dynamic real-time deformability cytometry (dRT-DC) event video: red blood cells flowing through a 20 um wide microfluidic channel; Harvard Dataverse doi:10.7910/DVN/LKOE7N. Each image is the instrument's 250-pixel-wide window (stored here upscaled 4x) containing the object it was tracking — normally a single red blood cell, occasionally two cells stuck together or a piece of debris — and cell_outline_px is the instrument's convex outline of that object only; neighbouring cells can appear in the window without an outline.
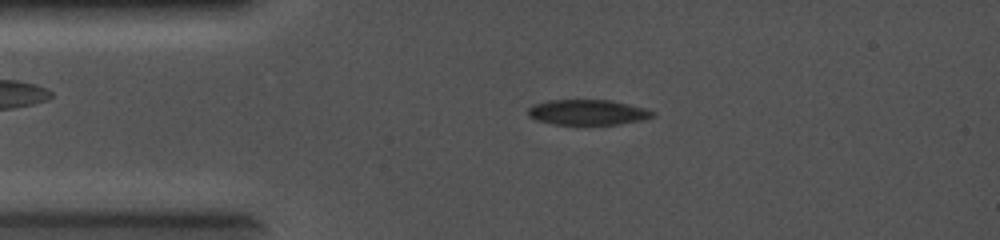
{"species": "common noctule bat (a hibernating species)", "species_latin": "Nyctalus noctula", "temperature_condition": "cold", "stored_images_in_passage": 11, "camera_frame_rate_fps": 5000, "um_per_image_px": 0.085, "animal": {"sex": "female", "body_mass_g": 19.0, "forearm_length_mm": 56.7}, "frame": {"image": 1, "passage_image": 5, "time_ms": 0.8, "image_size_px": [1000, 240], "cell_outline_px": [[656, 116], [644, 120], [620, 124], [552, 124], [536, 120], [528, 116], [528, 108], [536, 104], [548, 100], [612, 100], [644, 108], [656, 112]], "centroid_in_image_um": [49.99, 9.55], "position_along_channel_um": 35.0, "area_um2": 18.44}}
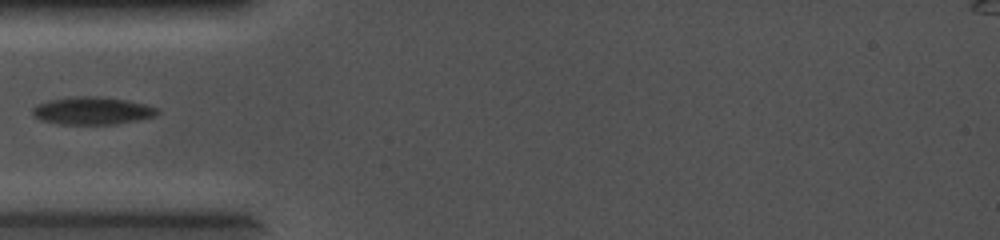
{"frame": {"image": 2, "passage_image": 8, "time_ms": 1.4, "image_size_px": [1000, 240], "cell_outline_px": [[160, 112], [156, 116], [116, 124], [56, 124], [40, 120], [32, 112], [32, 108], [36, 104], [48, 100], [72, 96], [100, 96], [128, 100], [144, 104], [156, 108]], "centroid_in_image_um": [7.82, 9.4], "position_along_channel_um": 77.2, "area_um2": 20.23}}
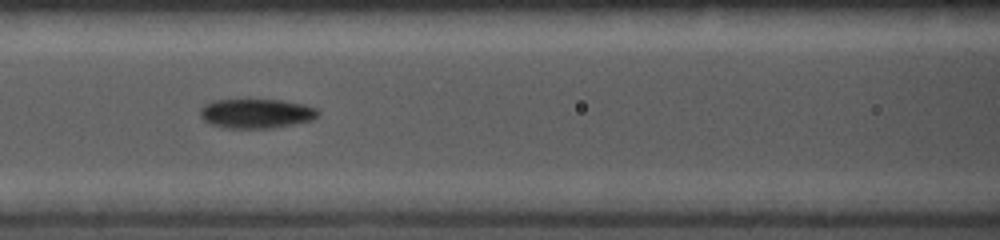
{"frame": {"image": 3, "passage_image": 10, "time_ms": 1.8, "image_size_px": [1000, 240], "cell_outline_px": [[320, 112], [312, 120], [272, 128], [224, 128], [208, 124], [200, 116], [200, 108], [204, 104], [212, 100], [248, 96], [284, 100], [304, 104], [320, 108]], "centroid_in_image_um": [21.74, 9.58], "position_along_channel_um": 144.9, "area_um2": 21.5}}